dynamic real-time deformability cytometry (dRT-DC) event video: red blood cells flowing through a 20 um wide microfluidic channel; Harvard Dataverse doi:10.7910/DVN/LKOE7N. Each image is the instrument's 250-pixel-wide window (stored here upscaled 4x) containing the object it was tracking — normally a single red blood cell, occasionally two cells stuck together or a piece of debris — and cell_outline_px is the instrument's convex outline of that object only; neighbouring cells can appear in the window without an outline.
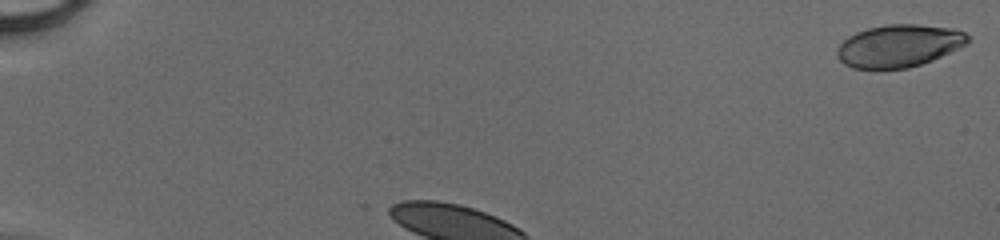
{"species": "human", "species_latin": "Homo sapiens", "temperature_condition": "cold", "stored_images_in_passage": 29, "camera_frame_rate_fps": 3000, "um_per_image_px": 0.085, "donor": {"sex": "male"}, "frame": {"image": 1, "passage_image": 1, "time_ms": 0.0, "image_size_px": [1000, 240], "cell_outline_px": [[968, 44], [932, 60], [908, 68], [884, 72], [876, 72], [852, 68], [844, 64], [836, 56], [836, 48], [848, 36], [856, 32], [868, 28], [884, 24], [916, 24], [956, 28], [964, 32], [968, 36]], "centroid_in_image_um": [76.36, 3.94], "position_along_channel_um": 8.6, "area_um2": 33.35}}
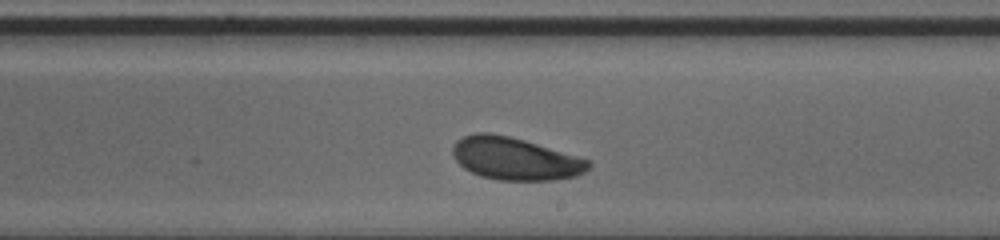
{"frame": {"image": 2, "passage_image": 18, "time_ms": 5.667, "image_size_px": [1000, 240], "cell_outline_px": [[592, 164], [584, 172], [576, 176], [552, 180], [496, 180], [480, 176], [464, 168], [452, 156], [452, 148], [456, 140], [464, 136], [476, 132], [488, 132], [508, 136], [524, 140], [592, 160]], "centroid_in_image_um": [43.78, 13.48], "position_along_channel_um": 245.2, "area_um2": 33.76}}
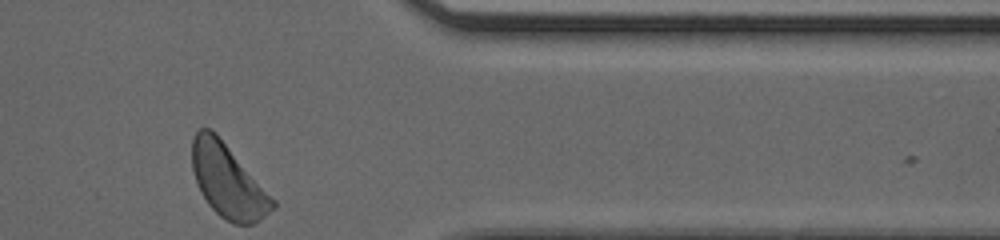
{"frame": {"image": 3, "passage_image": 29, "time_ms": 9.333, "image_size_px": [1000, 240], "cell_outline_px": [[276, 208], [252, 224], [232, 224], [220, 216], [208, 204], [200, 192], [192, 168], [192, 136], [200, 128], [208, 128], [216, 132], [276, 200]], "centroid_in_image_um": [19.37, 15.38], "position_along_channel_um": 392.0, "area_um2": 34.45}}